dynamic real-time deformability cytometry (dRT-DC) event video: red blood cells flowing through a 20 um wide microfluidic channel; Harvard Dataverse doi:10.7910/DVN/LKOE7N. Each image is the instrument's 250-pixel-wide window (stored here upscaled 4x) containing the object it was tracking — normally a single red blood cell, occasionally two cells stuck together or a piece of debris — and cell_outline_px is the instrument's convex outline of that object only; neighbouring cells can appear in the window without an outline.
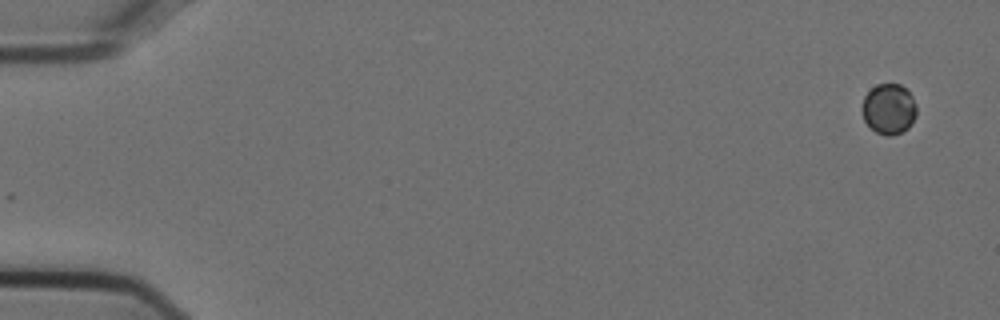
{"species": "Egyptian fruit bat (a non-hibernating species)", "species_latin": "Rousettus aegyptiacus", "temperature_condition": "cold", "stored_images_in_passage": 53, "camera_frame_rate_fps": 3000, "um_per_image_px": 0.085, "animal": {"sex": "female"}, "frame": {"image": 1, "passage_image": 1, "time_ms": 0.0, "image_size_px": [1000, 320], "cell_outline_px": [[916, 116], [912, 124], [908, 128], [892, 136], [888, 136], [876, 132], [864, 120], [864, 96], [876, 84], [900, 84], [912, 96], [916, 104]], "centroid_in_image_um": [75.59, 9.26], "position_along_channel_um": 9.4, "area_um2": 15.78}}
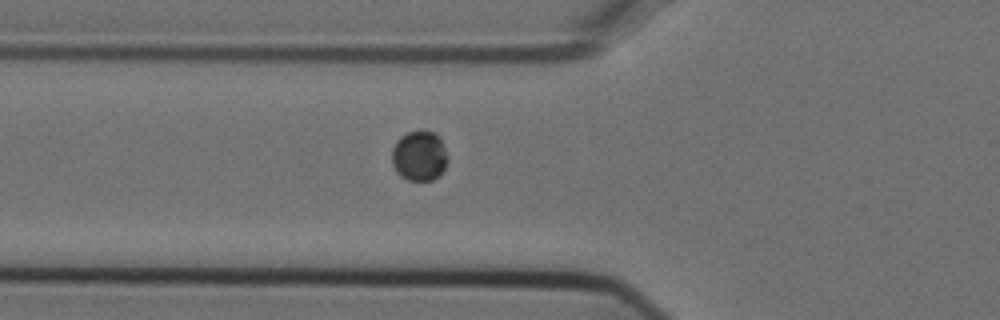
{"frame": {"image": 2, "passage_image": 19, "time_ms": 6.0, "image_size_px": [1000, 320], "cell_outline_px": [[448, 160], [440, 176], [432, 180], [408, 180], [400, 176], [396, 172], [392, 164], [392, 148], [396, 140], [400, 136], [408, 132], [432, 132], [440, 140], [444, 148]], "centroid_in_image_um": [35.61, 13.28], "position_along_channel_um": 90.2, "area_um2": 16.13}}
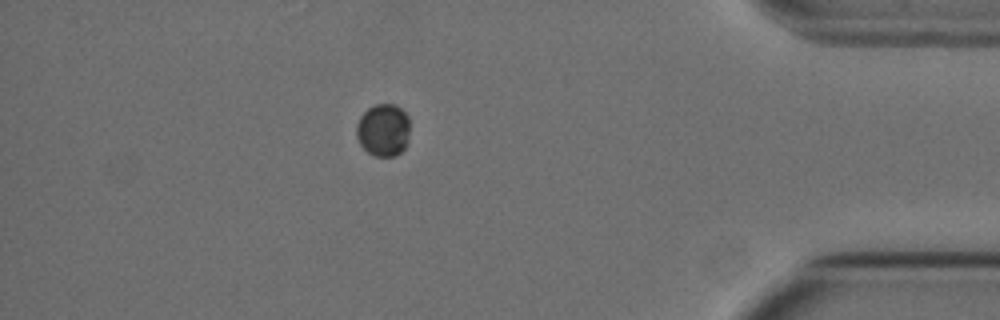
{"frame": {"image": 3, "passage_image": 47, "time_ms": 15.333, "image_size_px": [1000, 320], "cell_outline_px": [[408, 136], [404, 148], [396, 156], [376, 156], [368, 152], [360, 144], [356, 136], [356, 124], [360, 116], [368, 108], [376, 104], [396, 104], [408, 116]], "centroid_in_image_um": [32.56, 11.04], "position_along_channel_um": 402.6, "area_um2": 16.3}, "authors_computed_cell_mechanics": {"area_um2": 16.5886, "velocity_mm_per_s": 3.7366, "shape_relaxation_time_tau1_ms": 0.5278, "shape_relaxation_time_tau2_ms": null, "deformation_change_tau1": 0.0056, "deformation_change_tau2": null}}